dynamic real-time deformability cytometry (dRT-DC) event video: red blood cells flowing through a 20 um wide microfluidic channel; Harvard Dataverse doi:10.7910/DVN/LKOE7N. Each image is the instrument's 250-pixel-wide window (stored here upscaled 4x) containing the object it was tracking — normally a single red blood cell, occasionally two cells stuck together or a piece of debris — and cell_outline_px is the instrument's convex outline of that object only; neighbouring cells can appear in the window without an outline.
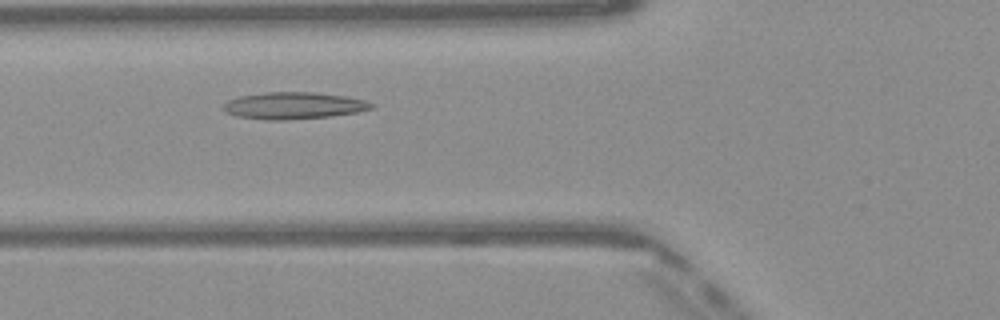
{"species": "Egyptian fruit bat (a non-hibernating species)", "species_latin": "Rousettus aegyptiacus", "temperature_condition": "warm", "stored_images_in_passage": 42, "camera_frame_rate_fps": 3000, "um_per_image_px": 0.085, "frame": {"image": 1, "passage_image": 11, "time_ms": 3.333, "image_size_px": [1000, 320], "cell_outline_px": [[376, 104], [372, 108], [356, 112], [332, 116], [288, 120], [268, 120], [236, 116], [224, 112], [220, 108], [228, 100], [240, 96], [264, 92], [312, 92], [348, 96], [364, 100]], "centroid_in_image_um": [24.94, 8.98], "position_along_channel_um": 100.9, "area_um2": 23.41}}
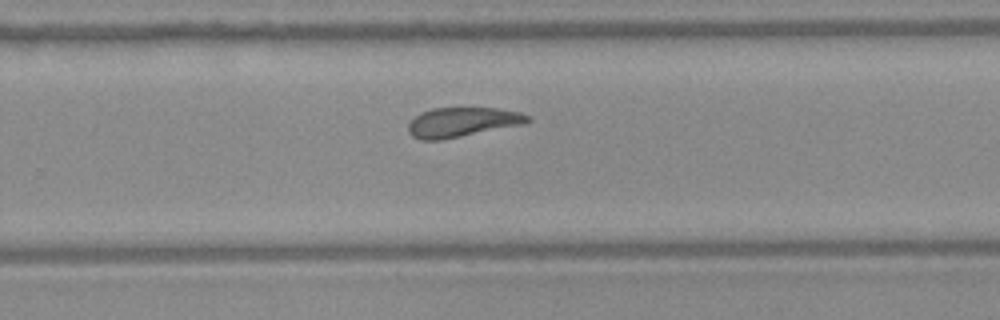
{"frame": {"image": 2, "passage_image": 25, "time_ms": 8.0, "image_size_px": [1000, 320], "cell_outline_px": [[532, 120], [528, 124], [440, 140], [420, 140], [412, 136], [408, 132], [408, 124], [420, 112], [432, 108], [496, 108], [520, 112], [528, 116]], "centroid_in_image_um": [39.32, 10.39], "position_along_channel_um": 290.5, "area_um2": 20.75}}
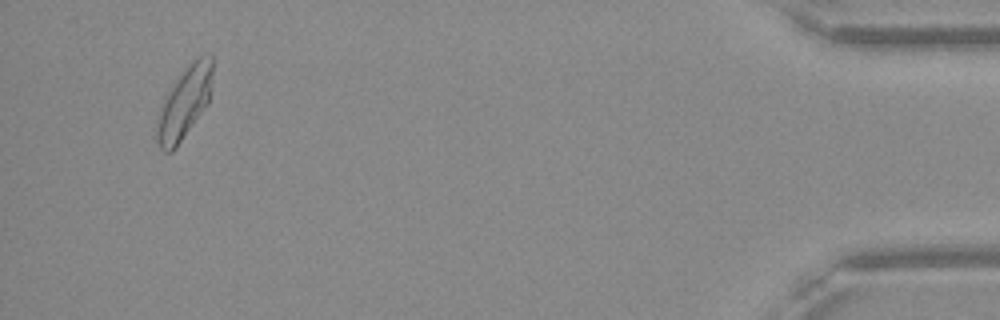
{"frame": {"image": 3, "passage_image": 40, "time_ms": 13.0, "image_size_px": [1000, 320], "cell_outline_px": [[212, 72], [208, 104], [176, 148], [172, 152], [164, 152], [160, 148], [156, 140], [156, 120], [164, 96], [172, 84], [192, 60], [204, 52], [212, 56]], "centroid_in_image_um": [15.65, 8.74], "position_along_channel_um": 419.5, "area_um2": 23.47}, "authors_computed_cell_mechanics": {"area_um2": 21.5594, "velocity_mm_per_s": 4.063, "shape_relaxation_time_tau1_ms": null, "shape_relaxation_time_tau2_ms": 3.0696, "deformation_change_tau1": null, "deformation_change_tau2": 0.0952}}